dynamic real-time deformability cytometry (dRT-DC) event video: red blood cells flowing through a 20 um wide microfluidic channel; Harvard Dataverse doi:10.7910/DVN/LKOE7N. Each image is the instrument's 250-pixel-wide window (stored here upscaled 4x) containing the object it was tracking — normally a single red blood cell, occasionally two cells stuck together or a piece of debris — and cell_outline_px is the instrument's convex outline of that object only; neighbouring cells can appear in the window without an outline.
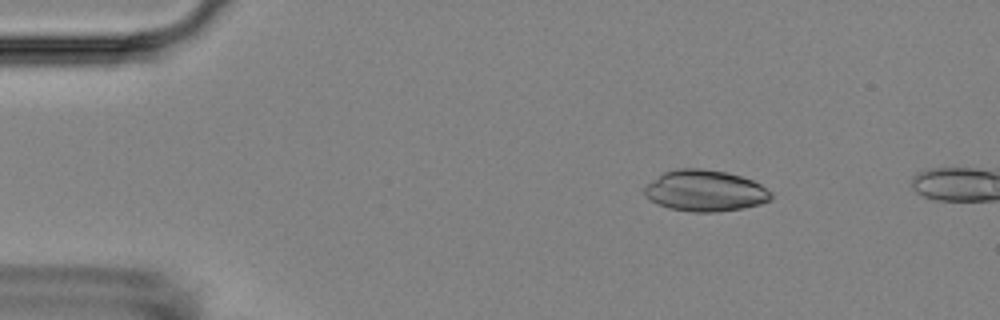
{"species": "Egyptian fruit bat (a non-hibernating species)", "species_latin": "Rousettus aegyptiacus", "temperature_condition": "room temperature", "stored_images_in_passage": 4, "camera_frame_rate_fps": 3000, "um_per_image_px": 0.085, "animal": {"sex": "female"}, "frame": {"image": 1, "passage_image": 2, "time_ms": 0.333, "image_size_px": [1000, 320], "cell_outline_px": [[772, 200], [760, 204], [744, 208], [716, 212], [692, 212], [668, 208], [656, 204], [644, 196], [644, 188], [648, 184], [664, 172], [676, 168], [700, 168], [728, 172], [752, 180], [760, 184], [772, 192]], "centroid_in_image_um": [59.94, 16.22], "position_along_channel_um": 25.1, "area_um2": 30.63}}